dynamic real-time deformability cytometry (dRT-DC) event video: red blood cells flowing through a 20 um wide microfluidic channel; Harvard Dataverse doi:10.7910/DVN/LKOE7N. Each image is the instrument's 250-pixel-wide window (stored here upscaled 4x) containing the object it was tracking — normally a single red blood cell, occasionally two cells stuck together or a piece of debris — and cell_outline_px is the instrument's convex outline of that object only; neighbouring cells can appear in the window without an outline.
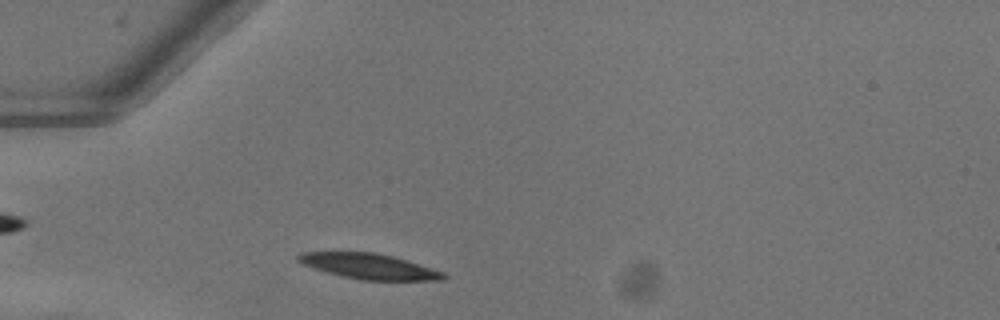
{"species": "common noctule bat (a hibernating species)", "species_latin": "Nyctalus noctula", "temperature_condition": "warm", "stored_images_in_passage": 11, "camera_frame_rate_fps": 3000, "um_per_image_px": 0.085, "animal": {"sex": "female"}, "frame": {"image": 1, "passage_image": 3, "time_ms": 0.667, "image_size_px": [1000, 320], "cell_outline_px": [[448, 276], [444, 280], [360, 280], [328, 272], [304, 264], [296, 260], [296, 256], [300, 252], [372, 252], [392, 256], [444, 272]], "centroid_in_image_um": [31.38, 22.63], "position_along_channel_um": 53.6, "area_um2": 21.15}}
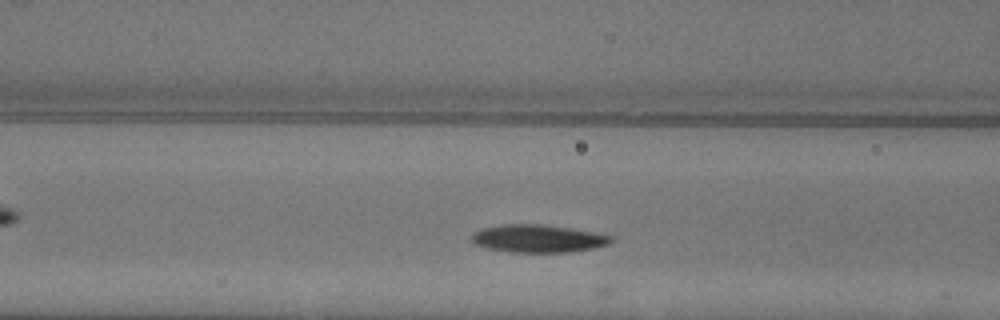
{"frame": {"image": 2, "passage_image": 9, "time_ms": 2.667, "image_size_px": [1000, 320], "cell_outline_px": [[612, 240], [608, 244], [592, 248], [568, 252], [512, 252], [488, 248], [476, 244], [472, 240], [472, 236], [476, 232], [484, 228], [508, 224], [540, 224], [568, 228], [592, 232], [612, 236]], "centroid_in_image_um": [45.74, 20.28], "position_along_channel_um": 120.9, "area_um2": 21.96}}